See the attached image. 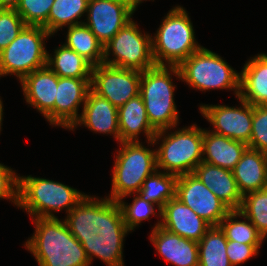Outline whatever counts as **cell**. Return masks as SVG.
Here are the masks:
<instances>
[{
	"instance_id": "6da1fadb",
	"label": "cell",
	"mask_w": 267,
	"mask_h": 266,
	"mask_svg": "<svg viewBox=\"0 0 267 266\" xmlns=\"http://www.w3.org/2000/svg\"><path fill=\"white\" fill-rule=\"evenodd\" d=\"M64 221L82 244L90 264L96 257L107 266H124L123 241L131 231L123 221L117 201L86 194Z\"/></svg>"
},
{
	"instance_id": "7a4b0ae2",
	"label": "cell",
	"mask_w": 267,
	"mask_h": 266,
	"mask_svg": "<svg viewBox=\"0 0 267 266\" xmlns=\"http://www.w3.org/2000/svg\"><path fill=\"white\" fill-rule=\"evenodd\" d=\"M35 232L24 246L38 266H90L82 244L71 234L64 219L33 218Z\"/></svg>"
},
{
	"instance_id": "3957f363",
	"label": "cell",
	"mask_w": 267,
	"mask_h": 266,
	"mask_svg": "<svg viewBox=\"0 0 267 266\" xmlns=\"http://www.w3.org/2000/svg\"><path fill=\"white\" fill-rule=\"evenodd\" d=\"M172 74L181 80L177 66L155 65L141 75L139 95L144 101L149 123L156 131L171 130L179 123Z\"/></svg>"
},
{
	"instance_id": "277c9868",
	"label": "cell",
	"mask_w": 267,
	"mask_h": 266,
	"mask_svg": "<svg viewBox=\"0 0 267 266\" xmlns=\"http://www.w3.org/2000/svg\"><path fill=\"white\" fill-rule=\"evenodd\" d=\"M164 17L155 35L151 36L153 60L155 65L178 67L202 46L195 39L193 24L185 8L175 6Z\"/></svg>"
},
{
	"instance_id": "5b68a950",
	"label": "cell",
	"mask_w": 267,
	"mask_h": 266,
	"mask_svg": "<svg viewBox=\"0 0 267 266\" xmlns=\"http://www.w3.org/2000/svg\"><path fill=\"white\" fill-rule=\"evenodd\" d=\"M86 194L57 181L19 175V203L33 218H57L53 212L68 214Z\"/></svg>"
},
{
	"instance_id": "8992f818",
	"label": "cell",
	"mask_w": 267,
	"mask_h": 266,
	"mask_svg": "<svg viewBox=\"0 0 267 266\" xmlns=\"http://www.w3.org/2000/svg\"><path fill=\"white\" fill-rule=\"evenodd\" d=\"M169 129L157 131L153 144H161L156 149L157 170L183 175L193 173L202 162L203 129L196 124L179 130Z\"/></svg>"
},
{
	"instance_id": "52a82bcc",
	"label": "cell",
	"mask_w": 267,
	"mask_h": 266,
	"mask_svg": "<svg viewBox=\"0 0 267 266\" xmlns=\"http://www.w3.org/2000/svg\"><path fill=\"white\" fill-rule=\"evenodd\" d=\"M178 69L181 80L196 90L233 89L236 97L240 95L241 73L203 46L185 59Z\"/></svg>"
},
{
	"instance_id": "ba28073f",
	"label": "cell",
	"mask_w": 267,
	"mask_h": 266,
	"mask_svg": "<svg viewBox=\"0 0 267 266\" xmlns=\"http://www.w3.org/2000/svg\"><path fill=\"white\" fill-rule=\"evenodd\" d=\"M115 155L112 188L107 198L118 201L137 193L144 180L157 170L156 149L146 148L142 142H120Z\"/></svg>"
},
{
	"instance_id": "9c48e42d",
	"label": "cell",
	"mask_w": 267,
	"mask_h": 266,
	"mask_svg": "<svg viewBox=\"0 0 267 266\" xmlns=\"http://www.w3.org/2000/svg\"><path fill=\"white\" fill-rule=\"evenodd\" d=\"M52 35L42 26L26 25L19 35L0 52V77L26 75L47 66L45 40Z\"/></svg>"
},
{
	"instance_id": "30bf717a",
	"label": "cell",
	"mask_w": 267,
	"mask_h": 266,
	"mask_svg": "<svg viewBox=\"0 0 267 266\" xmlns=\"http://www.w3.org/2000/svg\"><path fill=\"white\" fill-rule=\"evenodd\" d=\"M151 36L143 34L134 20L129 21L104 46L103 63L140 72L153 68Z\"/></svg>"
},
{
	"instance_id": "8fae6325",
	"label": "cell",
	"mask_w": 267,
	"mask_h": 266,
	"mask_svg": "<svg viewBox=\"0 0 267 266\" xmlns=\"http://www.w3.org/2000/svg\"><path fill=\"white\" fill-rule=\"evenodd\" d=\"M142 72L107 64L92 67L90 88L117 109L139 95Z\"/></svg>"
},
{
	"instance_id": "7c38bea8",
	"label": "cell",
	"mask_w": 267,
	"mask_h": 266,
	"mask_svg": "<svg viewBox=\"0 0 267 266\" xmlns=\"http://www.w3.org/2000/svg\"><path fill=\"white\" fill-rule=\"evenodd\" d=\"M175 197L211 226H219L231 209L193 174L179 175Z\"/></svg>"
},
{
	"instance_id": "4fadbf2b",
	"label": "cell",
	"mask_w": 267,
	"mask_h": 266,
	"mask_svg": "<svg viewBox=\"0 0 267 266\" xmlns=\"http://www.w3.org/2000/svg\"><path fill=\"white\" fill-rule=\"evenodd\" d=\"M240 107L227 105H200V113L213 125L216 134L249 143L252 131L253 105L239 96Z\"/></svg>"
},
{
	"instance_id": "5bb4252c",
	"label": "cell",
	"mask_w": 267,
	"mask_h": 266,
	"mask_svg": "<svg viewBox=\"0 0 267 266\" xmlns=\"http://www.w3.org/2000/svg\"><path fill=\"white\" fill-rule=\"evenodd\" d=\"M133 12L122 0H89L84 23L94 33L98 41L105 46L112 37L124 27Z\"/></svg>"
},
{
	"instance_id": "9a60e30c",
	"label": "cell",
	"mask_w": 267,
	"mask_h": 266,
	"mask_svg": "<svg viewBox=\"0 0 267 266\" xmlns=\"http://www.w3.org/2000/svg\"><path fill=\"white\" fill-rule=\"evenodd\" d=\"M91 78L58 77L54 104V126L70 130L78 120L79 106L84 105Z\"/></svg>"
},
{
	"instance_id": "2e32d148",
	"label": "cell",
	"mask_w": 267,
	"mask_h": 266,
	"mask_svg": "<svg viewBox=\"0 0 267 266\" xmlns=\"http://www.w3.org/2000/svg\"><path fill=\"white\" fill-rule=\"evenodd\" d=\"M20 83L26 103L36 108L54 126L58 76L45 66L26 75Z\"/></svg>"
},
{
	"instance_id": "e0dca14e",
	"label": "cell",
	"mask_w": 267,
	"mask_h": 266,
	"mask_svg": "<svg viewBox=\"0 0 267 266\" xmlns=\"http://www.w3.org/2000/svg\"><path fill=\"white\" fill-rule=\"evenodd\" d=\"M161 227L182 238L199 242L211 225L178 198L170 199L161 209Z\"/></svg>"
},
{
	"instance_id": "ac0fdd59",
	"label": "cell",
	"mask_w": 267,
	"mask_h": 266,
	"mask_svg": "<svg viewBox=\"0 0 267 266\" xmlns=\"http://www.w3.org/2000/svg\"><path fill=\"white\" fill-rule=\"evenodd\" d=\"M149 238L167 263L175 266H199L198 242L164 229L160 220L153 227Z\"/></svg>"
},
{
	"instance_id": "d6986e66",
	"label": "cell",
	"mask_w": 267,
	"mask_h": 266,
	"mask_svg": "<svg viewBox=\"0 0 267 266\" xmlns=\"http://www.w3.org/2000/svg\"><path fill=\"white\" fill-rule=\"evenodd\" d=\"M79 125H84L95 133L113 134L116 141L120 143L118 109L91 89L87 94L80 117L70 129L75 130Z\"/></svg>"
},
{
	"instance_id": "ffe728a7",
	"label": "cell",
	"mask_w": 267,
	"mask_h": 266,
	"mask_svg": "<svg viewBox=\"0 0 267 266\" xmlns=\"http://www.w3.org/2000/svg\"><path fill=\"white\" fill-rule=\"evenodd\" d=\"M193 174L231 210L240 209L243 197L238 190L232 170L202 161L194 169Z\"/></svg>"
},
{
	"instance_id": "44dd1931",
	"label": "cell",
	"mask_w": 267,
	"mask_h": 266,
	"mask_svg": "<svg viewBox=\"0 0 267 266\" xmlns=\"http://www.w3.org/2000/svg\"><path fill=\"white\" fill-rule=\"evenodd\" d=\"M242 197L267 187V154L247 147L232 169Z\"/></svg>"
},
{
	"instance_id": "7402d4cb",
	"label": "cell",
	"mask_w": 267,
	"mask_h": 266,
	"mask_svg": "<svg viewBox=\"0 0 267 266\" xmlns=\"http://www.w3.org/2000/svg\"><path fill=\"white\" fill-rule=\"evenodd\" d=\"M118 126L120 142L139 141L138 136L143 132L148 145H154L153 138L157 131L149 123L144 101L140 95L118 108Z\"/></svg>"
},
{
	"instance_id": "603a6c76",
	"label": "cell",
	"mask_w": 267,
	"mask_h": 266,
	"mask_svg": "<svg viewBox=\"0 0 267 266\" xmlns=\"http://www.w3.org/2000/svg\"><path fill=\"white\" fill-rule=\"evenodd\" d=\"M247 147L244 142L203 129L202 161L205 163L232 170Z\"/></svg>"
},
{
	"instance_id": "cb8c5ba5",
	"label": "cell",
	"mask_w": 267,
	"mask_h": 266,
	"mask_svg": "<svg viewBox=\"0 0 267 266\" xmlns=\"http://www.w3.org/2000/svg\"><path fill=\"white\" fill-rule=\"evenodd\" d=\"M240 73L239 97L253 106L267 105V54L250 57Z\"/></svg>"
},
{
	"instance_id": "d4e9b609",
	"label": "cell",
	"mask_w": 267,
	"mask_h": 266,
	"mask_svg": "<svg viewBox=\"0 0 267 266\" xmlns=\"http://www.w3.org/2000/svg\"><path fill=\"white\" fill-rule=\"evenodd\" d=\"M47 66L58 77L91 78L92 65L76 51L64 44L47 56Z\"/></svg>"
},
{
	"instance_id": "484cf974",
	"label": "cell",
	"mask_w": 267,
	"mask_h": 266,
	"mask_svg": "<svg viewBox=\"0 0 267 266\" xmlns=\"http://www.w3.org/2000/svg\"><path fill=\"white\" fill-rule=\"evenodd\" d=\"M64 45L86 59L92 66L103 63L104 46L85 24L69 26Z\"/></svg>"
},
{
	"instance_id": "4316f807",
	"label": "cell",
	"mask_w": 267,
	"mask_h": 266,
	"mask_svg": "<svg viewBox=\"0 0 267 266\" xmlns=\"http://www.w3.org/2000/svg\"><path fill=\"white\" fill-rule=\"evenodd\" d=\"M177 178V175L156 170L144 180L137 194L143 200L156 204L161 217V209L175 197Z\"/></svg>"
},
{
	"instance_id": "83f0119b",
	"label": "cell",
	"mask_w": 267,
	"mask_h": 266,
	"mask_svg": "<svg viewBox=\"0 0 267 266\" xmlns=\"http://www.w3.org/2000/svg\"><path fill=\"white\" fill-rule=\"evenodd\" d=\"M227 239L220 226H211L198 242L199 266H232L226 252Z\"/></svg>"
},
{
	"instance_id": "f1b7e54d",
	"label": "cell",
	"mask_w": 267,
	"mask_h": 266,
	"mask_svg": "<svg viewBox=\"0 0 267 266\" xmlns=\"http://www.w3.org/2000/svg\"><path fill=\"white\" fill-rule=\"evenodd\" d=\"M88 1L89 0H55L48 16L47 31L51 35H54L64 26L69 27L84 23L82 20H78L83 14L87 13Z\"/></svg>"
},
{
	"instance_id": "f546056e",
	"label": "cell",
	"mask_w": 267,
	"mask_h": 266,
	"mask_svg": "<svg viewBox=\"0 0 267 266\" xmlns=\"http://www.w3.org/2000/svg\"><path fill=\"white\" fill-rule=\"evenodd\" d=\"M238 217L245 219V221L236 220ZM219 226L225 233L227 240L250 245H262L263 240H265L257 228L239 210H231Z\"/></svg>"
},
{
	"instance_id": "4dcf8cb0",
	"label": "cell",
	"mask_w": 267,
	"mask_h": 266,
	"mask_svg": "<svg viewBox=\"0 0 267 266\" xmlns=\"http://www.w3.org/2000/svg\"><path fill=\"white\" fill-rule=\"evenodd\" d=\"M239 211L267 238V187L244 195Z\"/></svg>"
},
{
	"instance_id": "1f68e13d",
	"label": "cell",
	"mask_w": 267,
	"mask_h": 266,
	"mask_svg": "<svg viewBox=\"0 0 267 266\" xmlns=\"http://www.w3.org/2000/svg\"><path fill=\"white\" fill-rule=\"evenodd\" d=\"M129 195L134 197L132 204L129 203L128 205L123 199ZM117 202L121 208L123 221L130 231H134V229L144 220L150 219V215L157 216L154 208L156 204L143 200L137 193H135V195L132 193L123 196Z\"/></svg>"
},
{
	"instance_id": "d6a6232c",
	"label": "cell",
	"mask_w": 267,
	"mask_h": 266,
	"mask_svg": "<svg viewBox=\"0 0 267 266\" xmlns=\"http://www.w3.org/2000/svg\"><path fill=\"white\" fill-rule=\"evenodd\" d=\"M55 0H20L16 12L26 25L42 26L47 30V20Z\"/></svg>"
},
{
	"instance_id": "836d02e7",
	"label": "cell",
	"mask_w": 267,
	"mask_h": 266,
	"mask_svg": "<svg viewBox=\"0 0 267 266\" xmlns=\"http://www.w3.org/2000/svg\"><path fill=\"white\" fill-rule=\"evenodd\" d=\"M25 26L16 9H0V52L19 35Z\"/></svg>"
},
{
	"instance_id": "e575fe53",
	"label": "cell",
	"mask_w": 267,
	"mask_h": 266,
	"mask_svg": "<svg viewBox=\"0 0 267 266\" xmlns=\"http://www.w3.org/2000/svg\"><path fill=\"white\" fill-rule=\"evenodd\" d=\"M247 146L267 154V105L253 106L252 131Z\"/></svg>"
},
{
	"instance_id": "d590c367",
	"label": "cell",
	"mask_w": 267,
	"mask_h": 266,
	"mask_svg": "<svg viewBox=\"0 0 267 266\" xmlns=\"http://www.w3.org/2000/svg\"><path fill=\"white\" fill-rule=\"evenodd\" d=\"M0 198L9 199L18 206L19 203V176L12 168L0 163Z\"/></svg>"
},
{
	"instance_id": "8d00e7d4",
	"label": "cell",
	"mask_w": 267,
	"mask_h": 266,
	"mask_svg": "<svg viewBox=\"0 0 267 266\" xmlns=\"http://www.w3.org/2000/svg\"><path fill=\"white\" fill-rule=\"evenodd\" d=\"M261 245L243 244L227 240L226 252L232 266H238L248 261L259 253Z\"/></svg>"
},
{
	"instance_id": "74e56055",
	"label": "cell",
	"mask_w": 267,
	"mask_h": 266,
	"mask_svg": "<svg viewBox=\"0 0 267 266\" xmlns=\"http://www.w3.org/2000/svg\"><path fill=\"white\" fill-rule=\"evenodd\" d=\"M20 0H0V9H16Z\"/></svg>"
},
{
	"instance_id": "f35d334b",
	"label": "cell",
	"mask_w": 267,
	"mask_h": 266,
	"mask_svg": "<svg viewBox=\"0 0 267 266\" xmlns=\"http://www.w3.org/2000/svg\"><path fill=\"white\" fill-rule=\"evenodd\" d=\"M122 1L134 13L137 7L140 5V3H142V1H147V0H122Z\"/></svg>"
},
{
	"instance_id": "ab89813d",
	"label": "cell",
	"mask_w": 267,
	"mask_h": 266,
	"mask_svg": "<svg viewBox=\"0 0 267 266\" xmlns=\"http://www.w3.org/2000/svg\"><path fill=\"white\" fill-rule=\"evenodd\" d=\"M3 102H2V100H1V98H0V132L2 131L1 129V126H2V119H3Z\"/></svg>"
}]
</instances>
